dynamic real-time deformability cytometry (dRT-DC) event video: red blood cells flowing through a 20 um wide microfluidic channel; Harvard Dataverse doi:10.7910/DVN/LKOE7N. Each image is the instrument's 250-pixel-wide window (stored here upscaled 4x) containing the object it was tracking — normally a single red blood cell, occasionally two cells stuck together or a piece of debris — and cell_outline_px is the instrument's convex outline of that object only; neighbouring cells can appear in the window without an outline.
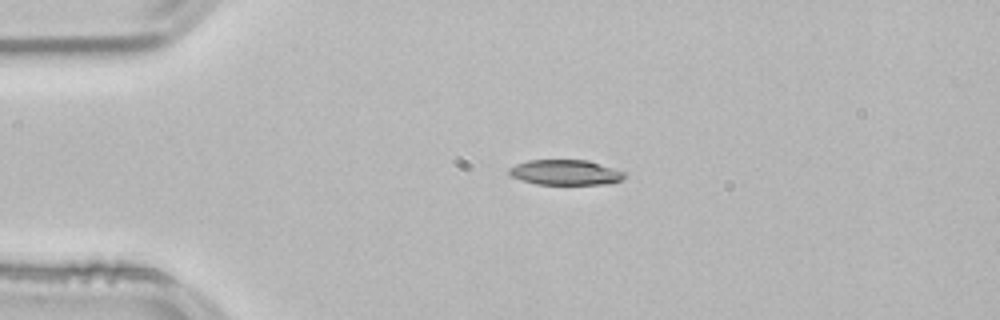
{"species": "common noctule bat (a hibernating species)", "species_latin": "Nyctalus noctula", "temperature_condition": "room temperature", "stored_images_in_passage": 43, "camera_frame_rate_fps": 3000, "um_per_image_px": 0.085, "animal": {"sex": "male", "body_mass_g": 21.5, "forearm_length_mm": 52.0}, "frame": {"image": 1, "passage_image": 1, "time_ms": 0.0, "image_size_px": [1000, 320], "cell_outline_px": [[628, 176], [624, 180], [612, 184], [536, 184], [520, 180], [512, 176], [508, 172], [508, 168], [516, 164], [528, 160], [588, 160], [624, 172]], "centroid_in_image_um": [48.09, 14.66], "position_along_channel_um": 36.9, "area_um2": 17.11}}
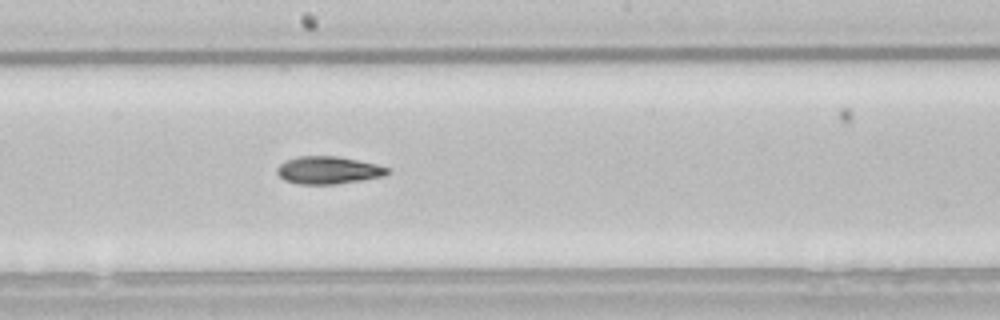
{"frame": {"image": 2, "passage_image": 18, "time_ms": 5.667, "image_size_px": [1000, 320], "cell_outline_px": [[388, 172], [384, 176], [360, 180], [332, 184], [296, 184], [284, 180], [276, 172], [276, 168], [280, 164], [296, 156], [336, 156], [376, 164], [388, 168]], "centroid_in_image_um": [27.85, 14.46], "position_along_channel_um": 220.3, "area_um2": 17.51}}
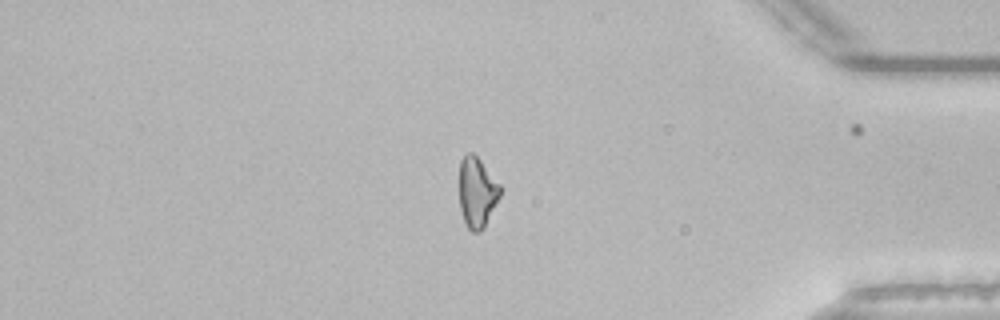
{"frame": {"image": 3, "passage_image": 34, "time_ms": 11.0, "image_size_px": [1000, 320], "cell_outline_px": [[500, 196], [484, 228], [480, 232], [472, 232], [468, 228], [464, 220], [460, 208], [460, 160], [468, 152], [472, 152], [480, 160], [500, 184]], "centroid_in_image_um": [40.55, 16.36], "position_along_channel_um": 394.7, "area_um2": 16.59}, "authors_computed_cell_mechanics": {"area_um2": 17.5712, "velocity_mm_per_s": 3.8441, "shape_relaxation_time_tau1_ms": 10.7013, "shape_relaxation_time_tau2_ms": 5.7199, "deformation_change_tau1": 0.2396, "deformation_change_tau2": 0.1419}}